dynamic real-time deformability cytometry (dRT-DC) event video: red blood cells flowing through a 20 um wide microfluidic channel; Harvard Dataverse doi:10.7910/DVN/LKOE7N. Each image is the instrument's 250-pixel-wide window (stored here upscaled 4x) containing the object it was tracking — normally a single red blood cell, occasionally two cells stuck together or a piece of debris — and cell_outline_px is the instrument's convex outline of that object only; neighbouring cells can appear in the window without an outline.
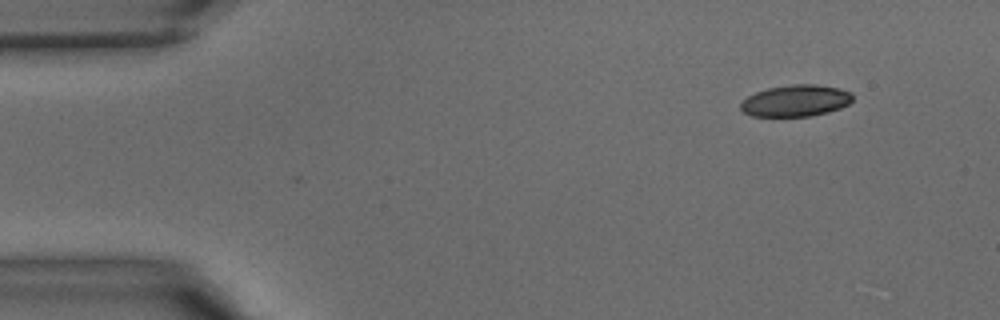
{"species": "common noctule bat (a hibernating species)", "species_latin": "Nyctalus noctula", "temperature_condition": "warm", "stored_images_in_passage": 37, "camera_frame_rate_fps": 3000, "um_per_image_px": 0.085, "animal": {"sex": "male", "body_mass_g": 15.6}, "frame": {"image": 1, "passage_image": 1, "time_ms": 0.0, "image_size_px": [1000, 320], "cell_outline_px": [[852, 100], [848, 104], [840, 108], [828, 112], [812, 116], [752, 116], [744, 112], [740, 108], [740, 104], [748, 96], [756, 92], [768, 88], [792, 84], [816, 84], [840, 88], [852, 92]], "centroid_in_image_um": [67.66, 8.55], "position_along_channel_um": 17.3, "area_um2": 20.63}}
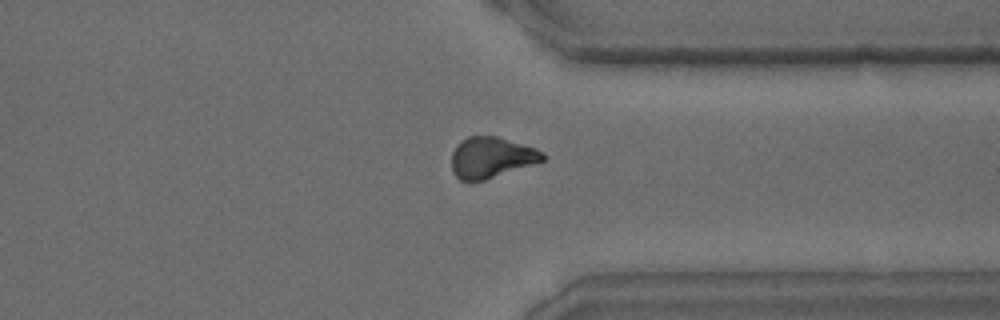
{"frame": {"image": 2, "passage_image": 28, "time_ms": 9.0, "image_size_px": [1000, 320], "cell_outline_px": [[548, 156], [544, 160], [484, 180], [460, 180], [452, 172], [452, 152], [456, 144], [460, 140], [468, 136], [496, 136], [536, 148], [544, 152]], "centroid_in_image_um": [41.75, 13.36], "position_along_channel_um": 369.7, "area_um2": 21.62}}
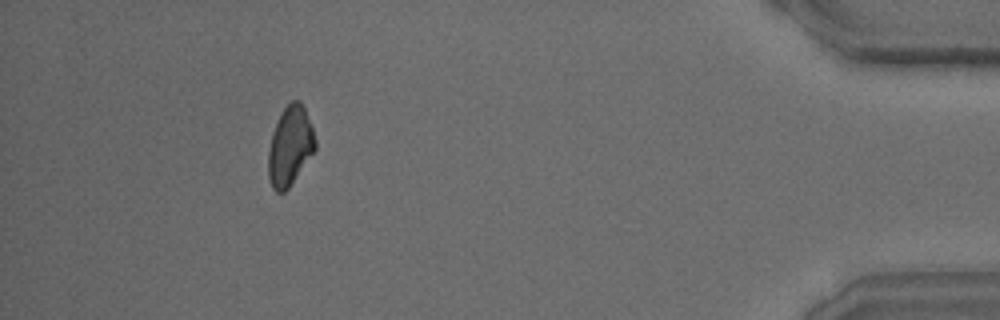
{"frame": {"image": 3, "passage_image": 34, "time_ms": 11.0, "image_size_px": [1000, 320], "cell_outline_px": [[316, 148], [288, 188], [284, 192], [276, 192], [272, 188], [268, 176], [268, 152], [272, 132], [280, 112], [292, 100], [300, 100], [304, 108], [312, 128], [316, 140]], "centroid_in_image_um": [24.63, 12.4], "position_along_channel_um": 410.6, "area_um2": 21.5}}